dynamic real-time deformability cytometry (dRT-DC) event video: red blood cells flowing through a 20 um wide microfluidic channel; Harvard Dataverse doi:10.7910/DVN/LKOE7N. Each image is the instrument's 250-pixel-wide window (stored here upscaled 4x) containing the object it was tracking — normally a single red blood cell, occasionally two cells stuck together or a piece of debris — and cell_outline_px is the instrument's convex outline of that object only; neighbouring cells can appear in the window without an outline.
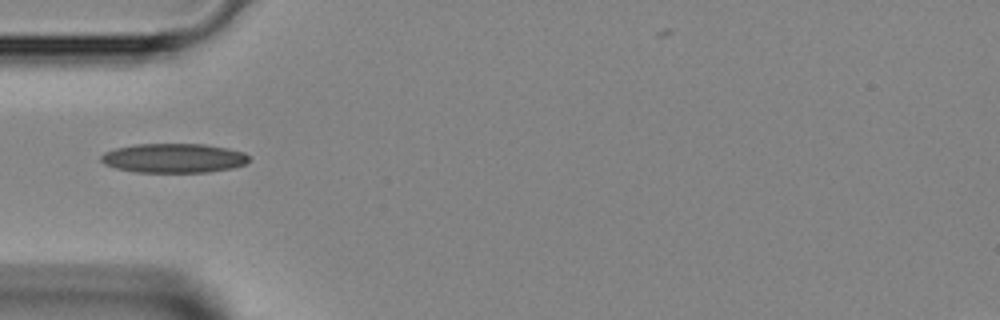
{"species": "Egyptian fruit bat (a non-hibernating species)", "species_latin": "Rousettus aegyptiacus", "temperature_condition": "room temperature", "stored_images_in_passage": 28, "camera_frame_rate_fps": 3000, "um_per_image_px": 0.085, "animal": {"sex": "female"}, "frame": {"image": 1, "passage_image": 1, "time_ms": 0.0, "image_size_px": [1000, 320], "cell_outline_px": [[248, 160], [244, 164], [232, 168], [208, 172], [136, 172], [116, 168], [104, 164], [100, 160], [100, 156], [104, 152], [116, 148], [136, 144], [204, 144], [228, 148], [244, 152], [248, 156]], "centroid_in_image_um": [14.74, 13.44], "position_along_channel_um": 70.3, "area_um2": 25.26}}
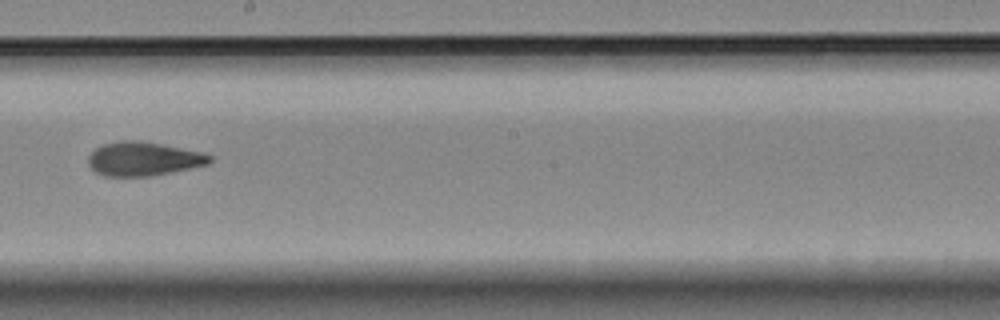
{"frame": {"image": 2, "passage_image": 12, "time_ms": 3.667, "image_size_px": [1000, 320], "cell_outline_px": [[212, 160], [208, 164], [172, 172], [148, 176], [104, 176], [96, 172], [88, 164], [88, 156], [96, 148], [104, 144], [120, 140], [140, 140], [204, 152], [212, 156]], "centroid_in_image_um": [12.2, 13.49], "position_along_channel_um": 236.0, "area_um2": 23.99}}
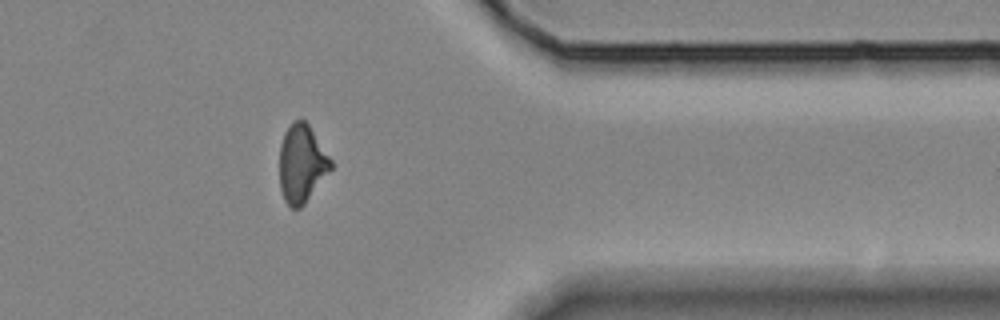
{"frame": {"image": 3, "passage_image": 23, "time_ms": 7.333, "image_size_px": [1000, 320], "cell_outline_px": [[332, 168], [304, 204], [300, 208], [292, 208], [284, 200], [280, 188], [280, 144], [284, 132], [292, 120], [304, 120], [308, 124], [332, 160]], "centroid_in_image_um": [25.63, 13.9], "position_along_channel_um": 385.8, "area_um2": 23.18}}